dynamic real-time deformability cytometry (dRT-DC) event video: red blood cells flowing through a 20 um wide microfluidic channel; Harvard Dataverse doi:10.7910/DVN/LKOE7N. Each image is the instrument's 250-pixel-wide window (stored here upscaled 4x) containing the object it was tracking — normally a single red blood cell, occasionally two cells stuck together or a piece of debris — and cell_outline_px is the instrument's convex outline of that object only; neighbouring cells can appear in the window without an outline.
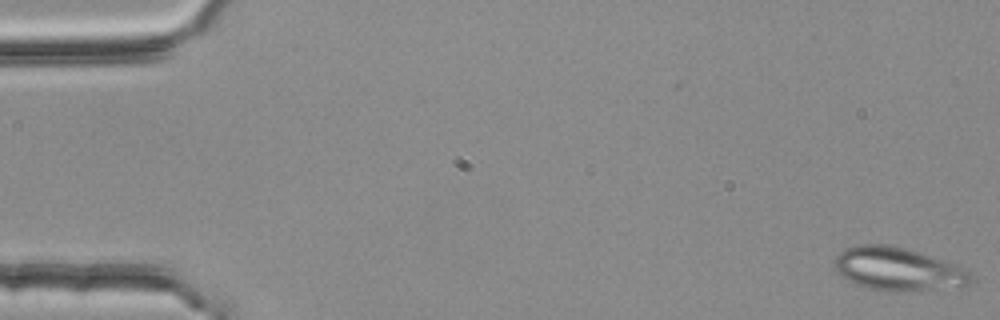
{"species": "common noctule bat (a hibernating species)", "species_latin": "Nyctalus noctula", "temperature_condition": "room temperature", "stored_images_in_passage": 53, "camera_frame_rate_fps": 3000, "um_per_image_px": 0.085, "animal": {"sex": "female", "body_mass_g": 25.1}, "frame": {"image": 1, "passage_image": 1, "time_ms": 0.0, "image_size_px": [1000, 320], "cell_outline_px": [[976, 276], [968, 284], [908, 292], [888, 292], [868, 288], [848, 280], [840, 276], [832, 264], [832, 260], [844, 248], [860, 244], [888, 244], [920, 252], [952, 264]], "centroid_in_image_um": [76.23, 22.87], "position_along_channel_um": 8.8, "area_um2": 34.22}}
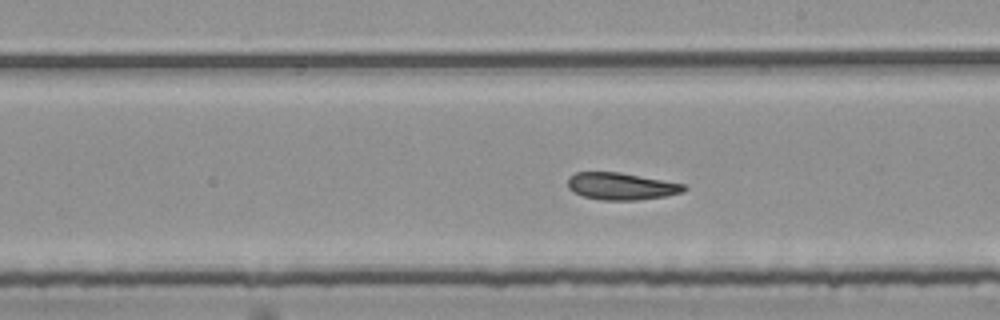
{"frame": {"image": 2, "passage_image": 31, "time_ms": 10.0, "image_size_px": [1000, 320], "cell_outline_px": [[688, 188], [684, 192], [664, 196], [636, 200], [604, 200], [580, 196], [572, 192], [568, 188], [568, 176], [576, 172], [620, 172], [688, 184]], "centroid_in_image_um": [52.82, 15.82], "position_along_channel_um": 236.2, "area_um2": 18.67}}
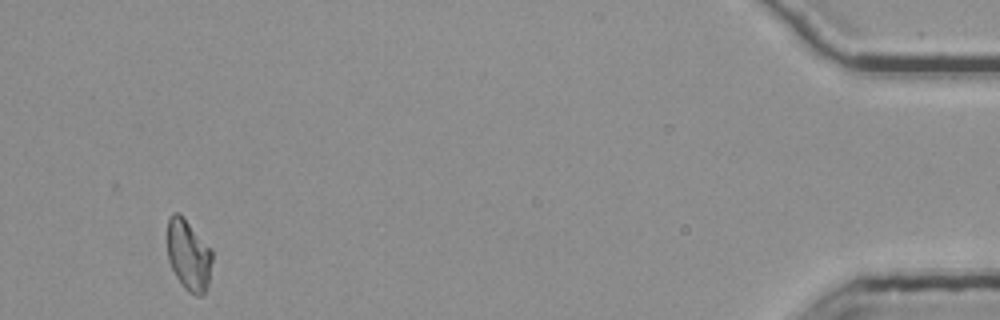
{"frame": {"image": 3, "passage_image": 52, "time_ms": 17.0, "image_size_px": [1000, 320], "cell_outline_px": [[212, 260], [208, 284], [204, 292], [200, 296], [196, 296], [188, 292], [184, 288], [176, 276], [168, 260], [168, 216], [172, 212], [176, 212], [188, 224], [212, 252]], "centroid_in_image_um": [16.01, 21.74], "position_along_channel_um": 419.2, "area_um2": 17.92}}